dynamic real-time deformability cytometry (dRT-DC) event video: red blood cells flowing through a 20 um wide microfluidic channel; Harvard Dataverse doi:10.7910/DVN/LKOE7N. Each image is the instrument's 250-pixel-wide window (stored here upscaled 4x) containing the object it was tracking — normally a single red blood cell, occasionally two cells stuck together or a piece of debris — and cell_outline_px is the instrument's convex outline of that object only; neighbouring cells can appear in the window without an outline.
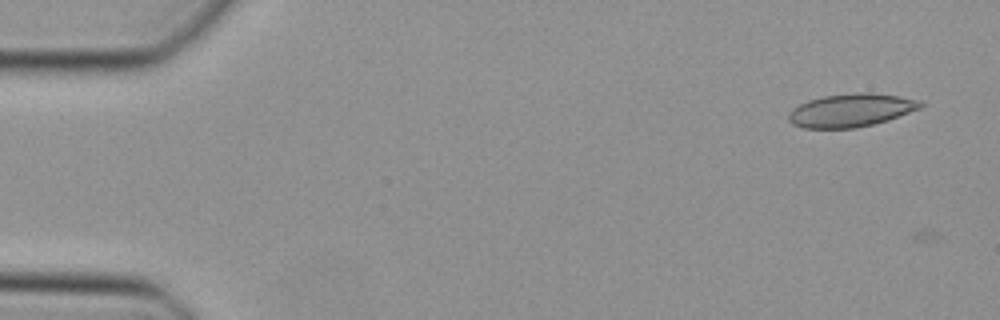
{"species": "Egyptian fruit bat (a non-hibernating species)", "species_latin": "Rousettus aegyptiacus", "temperature_condition": "cold", "stored_images_in_passage": 3, "camera_frame_rate_fps": 3000, "um_per_image_px": 0.085, "animal": {"sex": "female"}, "frame": {"image": 1, "passage_image": 1, "time_ms": 0.0, "image_size_px": [1000, 320], "cell_outline_px": [[924, 104], [920, 108], [888, 120], [856, 128], [804, 128], [792, 124], [788, 120], [788, 112], [792, 108], [808, 100], [824, 96], [860, 92], [872, 92], [900, 96], [920, 100]], "centroid_in_image_um": [72.32, 9.37], "position_along_channel_um": 12.7, "area_um2": 25.55}}